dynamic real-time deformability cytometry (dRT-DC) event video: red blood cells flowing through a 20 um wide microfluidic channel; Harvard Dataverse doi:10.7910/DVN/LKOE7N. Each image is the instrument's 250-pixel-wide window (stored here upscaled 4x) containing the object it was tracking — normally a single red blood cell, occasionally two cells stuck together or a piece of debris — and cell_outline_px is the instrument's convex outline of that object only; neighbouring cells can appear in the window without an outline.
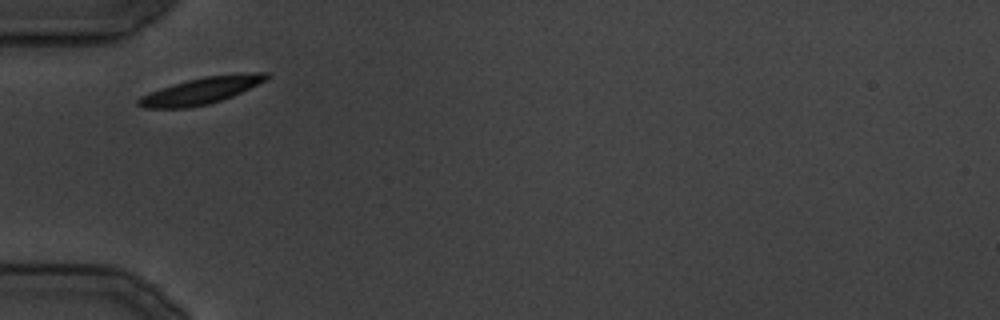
{"species": "common noctule bat (a hibernating species)", "species_latin": "Nyctalus noctula", "temperature_condition": "cold", "stored_images_in_passage": 14, "camera_frame_rate_fps": 3000, "um_per_image_px": 0.085, "animal": {"sex": "male", "body_mass_g": 19.5, "forearm_length_mm": 54.6}, "frame": {"image": 1, "passage_image": 1, "time_ms": 0.0, "image_size_px": [1000, 320], "cell_outline_px": [[268, 76], [264, 80], [232, 96], [208, 104], [188, 108], [144, 108], [136, 104], [136, 100], [140, 96], [172, 84], [204, 76], [252, 72], [268, 72]], "centroid_in_image_um": [17.03, 7.71], "position_along_channel_um": 68.0, "area_um2": 19.59}}
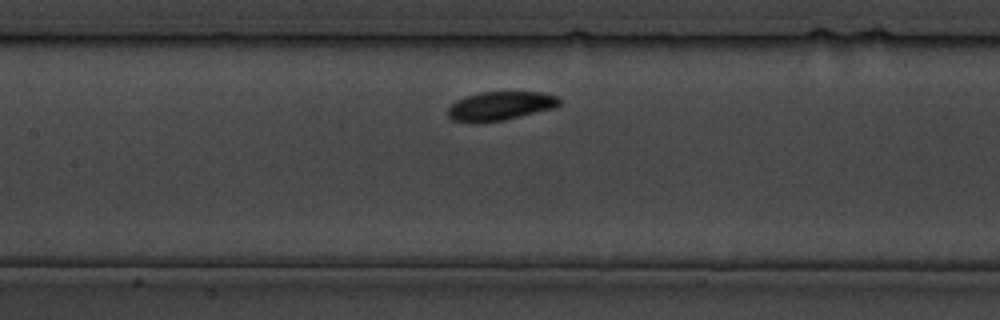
{"frame": {"image": 2, "passage_image": 6, "time_ms": 6.667, "image_size_px": [1000, 320], "cell_outline_px": [[560, 104], [556, 108], [504, 120], [452, 120], [448, 116], [448, 108], [456, 100], [480, 92], [544, 92], [556, 96], [560, 100]], "centroid_in_image_um": [42.6, 8.97], "position_along_channel_um": 164.8, "area_um2": 18.21}}
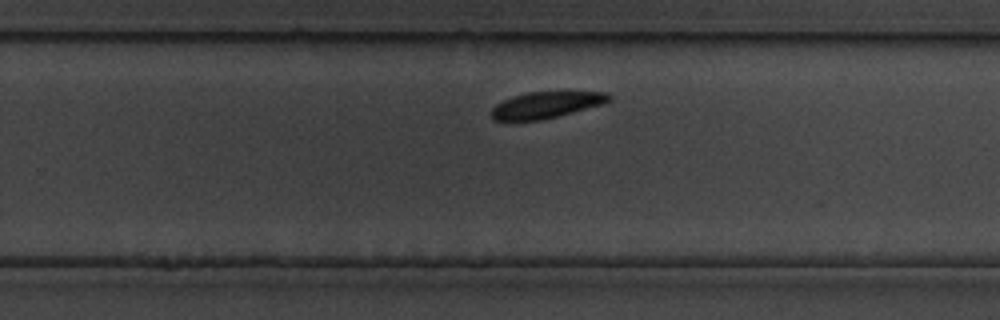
{"frame": {"image": 3, "passage_image": 13, "time_ms": 14.667, "image_size_px": [1000, 320], "cell_outline_px": [[612, 100], [604, 104], [540, 120], [492, 120], [492, 108], [496, 104], [512, 96], [528, 92], [568, 88], [608, 92], [612, 96]], "centroid_in_image_um": [46.57, 8.83], "position_along_channel_um": 283.2, "area_um2": 19.07}}